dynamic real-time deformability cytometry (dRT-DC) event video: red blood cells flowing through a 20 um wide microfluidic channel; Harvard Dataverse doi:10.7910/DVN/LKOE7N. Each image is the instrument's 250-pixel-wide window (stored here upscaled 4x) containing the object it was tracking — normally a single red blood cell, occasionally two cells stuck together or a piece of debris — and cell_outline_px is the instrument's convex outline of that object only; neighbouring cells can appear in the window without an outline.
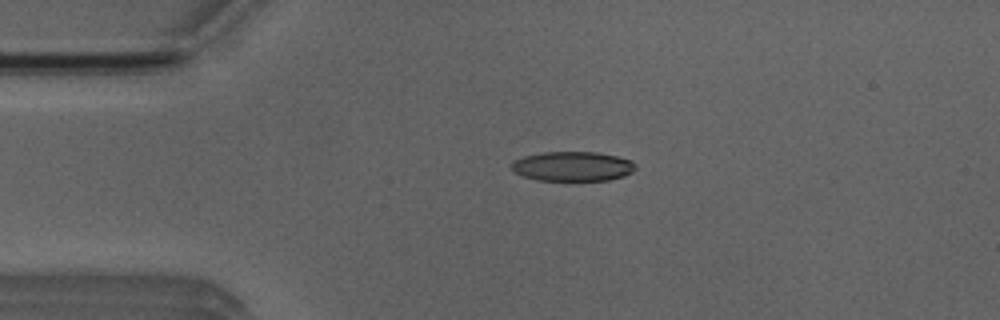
{"species": "Egyptian fruit bat (a non-hibernating species)", "species_latin": "Rousettus aegyptiacus", "temperature_condition": "room temperature", "stored_images_in_passage": 4, "camera_frame_rate_fps": 3000, "um_per_image_px": 0.085, "animal": {"sex": "male"}, "frame": {"image": 1, "passage_image": 3, "time_ms": 2.333, "image_size_px": [1000, 320], "cell_outline_px": [[636, 168], [632, 172], [624, 176], [608, 180], [536, 180], [524, 176], [516, 172], [512, 168], [512, 160], [524, 156], [544, 152], [596, 152], [616, 156], [632, 160], [636, 164]], "centroid_in_image_um": [48.7, 14.13], "position_along_channel_um": 36.3, "area_um2": 21.33}}